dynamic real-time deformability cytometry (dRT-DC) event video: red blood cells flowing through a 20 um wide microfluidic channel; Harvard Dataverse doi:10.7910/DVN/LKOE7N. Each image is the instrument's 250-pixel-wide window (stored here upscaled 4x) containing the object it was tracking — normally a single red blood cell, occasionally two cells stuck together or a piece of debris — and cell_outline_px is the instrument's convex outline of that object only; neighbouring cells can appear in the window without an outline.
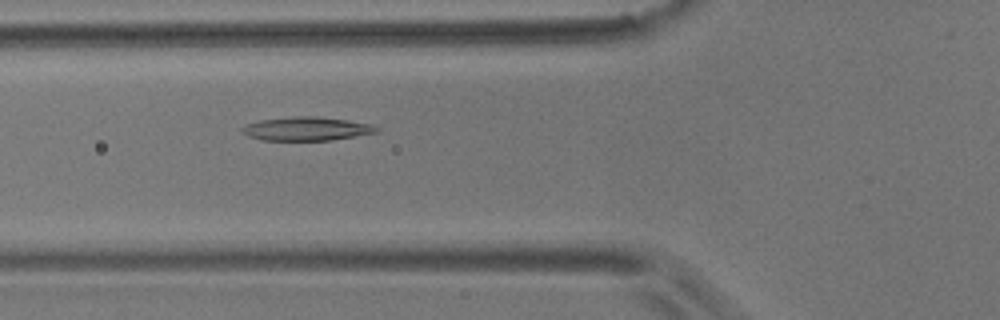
{"species": "common noctule bat (a hibernating species)", "species_latin": "Nyctalus noctula", "temperature_condition": "room temperature", "stored_images_in_passage": 42, "camera_frame_rate_fps": 3000, "um_per_image_px": 0.085, "animal": {"sex": "male", "body_mass_g": 17.9}, "frame": {"image": 1, "passage_image": 15, "time_ms": 4.667, "image_size_px": [1000, 320], "cell_outline_px": [[380, 132], [332, 140], [260, 140], [248, 136], [240, 128], [244, 124], [260, 120], [296, 116], [316, 116], [348, 120], [372, 124], [380, 128]], "centroid_in_image_um": [26.09, 10.94], "position_along_channel_um": 99.7, "area_um2": 18.67}}
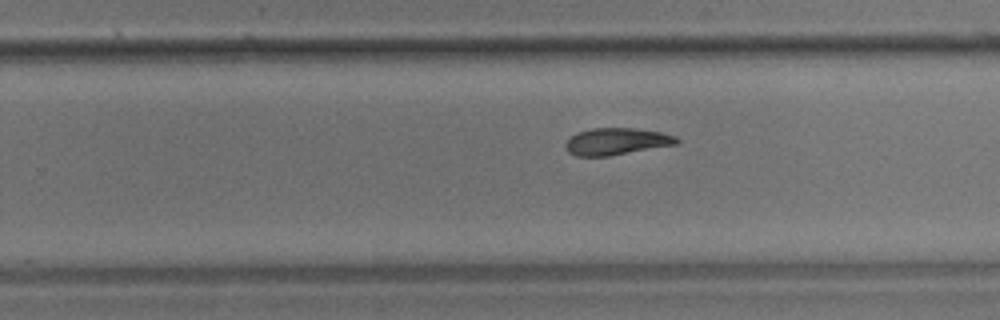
{"frame": {"image": 2, "passage_image": 30, "time_ms": 9.667, "image_size_px": [1000, 320], "cell_outline_px": [[680, 140], [676, 144], [608, 156], [576, 156], [568, 152], [564, 148], [564, 144], [576, 132], [592, 128], [632, 128], [660, 132], [676, 136]], "centroid_in_image_um": [52.36, 12.02], "position_along_channel_um": 277.4, "area_um2": 17.34}}
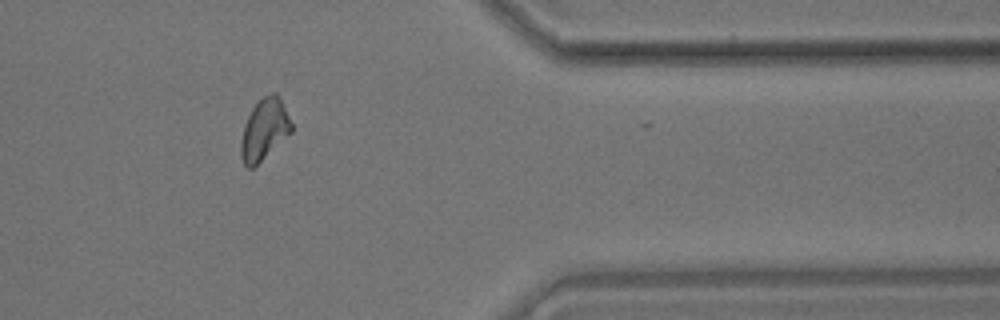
{"frame": {"image": 3, "passage_image": 41, "time_ms": 13.333, "image_size_px": [1000, 320], "cell_outline_px": [[292, 132], [252, 168], [248, 168], [244, 164], [240, 156], [240, 140], [244, 124], [252, 108], [264, 96], [272, 92], [276, 92], [292, 124]], "centroid_in_image_um": [22.44, 11.02], "position_along_channel_um": 389.0, "area_um2": 17.69}}